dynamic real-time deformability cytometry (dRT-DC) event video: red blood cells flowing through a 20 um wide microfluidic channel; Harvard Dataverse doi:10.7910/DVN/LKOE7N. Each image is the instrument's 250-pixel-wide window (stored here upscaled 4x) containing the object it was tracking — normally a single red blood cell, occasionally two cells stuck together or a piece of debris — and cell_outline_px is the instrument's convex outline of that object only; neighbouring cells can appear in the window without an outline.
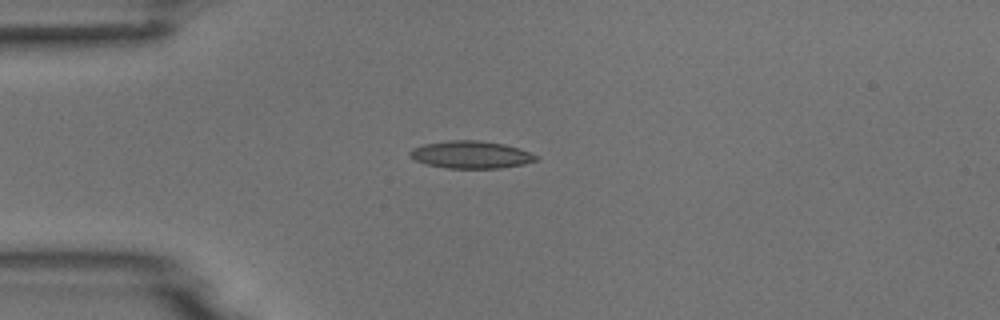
{"species": "common noctule bat (a hibernating species)", "species_latin": "Nyctalus noctula", "temperature_condition": "room temperature", "stored_images_in_passage": 2, "camera_frame_rate_fps": 3000, "um_per_image_px": 0.085, "animal": {"sex": "male", "body_mass_g": 18.8}, "frame": {"image": 1, "passage_image": 1, "time_ms": 0.0, "image_size_px": [1000, 320], "cell_outline_px": [[540, 156], [536, 160], [524, 164], [500, 168], [448, 168], [424, 164], [408, 156], [408, 152], [412, 148], [424, 144], [448, 140], [476, 140], [504, 144], [520, 148]], "centroid_in_image_um": [40.02, 13.14], "position_along_channel_um": 45.0, "area_um2": 20.29}}